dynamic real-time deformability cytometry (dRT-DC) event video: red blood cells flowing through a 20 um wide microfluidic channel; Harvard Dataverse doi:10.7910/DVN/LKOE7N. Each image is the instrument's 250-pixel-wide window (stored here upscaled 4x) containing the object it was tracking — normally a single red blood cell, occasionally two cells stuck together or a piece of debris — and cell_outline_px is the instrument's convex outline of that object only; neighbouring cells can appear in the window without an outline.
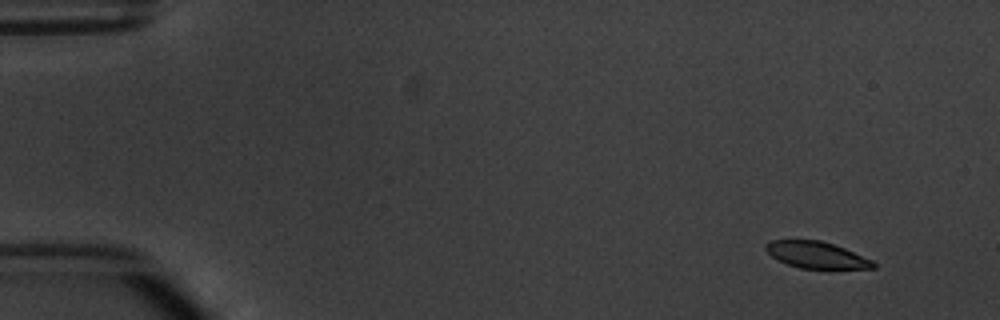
{"species": "common noctule bat (a hibernating species)", "species_latin": "Nyctalus noctula", "temperature_condition": "warm", "stored_images_in_passage": 6, "segment_of_instrument_passage": [2, 2], "camera_frame_rate_fps": 3000, "um_per_image_px": 0.085, "animal": {"sex": "male", "body_mass_g": 20.1, "forearm_length_mm": 53.5}, "frame": {"image": 1, "passage_image": 6, "time_ms": 6.667, "image_size_px": [1000, 320], "cell_outline_px": [[876, 268], [800, 268], [788, 264], [772, 256], [764, 248], [764, 244], [772, 240], [820, 240], [844, 248], [872, 260], [876, 264]], "centroid_in_image_um": [69.38, 21.66], "position_along_channel_um": 15.6, "area_um2": 16.36}}